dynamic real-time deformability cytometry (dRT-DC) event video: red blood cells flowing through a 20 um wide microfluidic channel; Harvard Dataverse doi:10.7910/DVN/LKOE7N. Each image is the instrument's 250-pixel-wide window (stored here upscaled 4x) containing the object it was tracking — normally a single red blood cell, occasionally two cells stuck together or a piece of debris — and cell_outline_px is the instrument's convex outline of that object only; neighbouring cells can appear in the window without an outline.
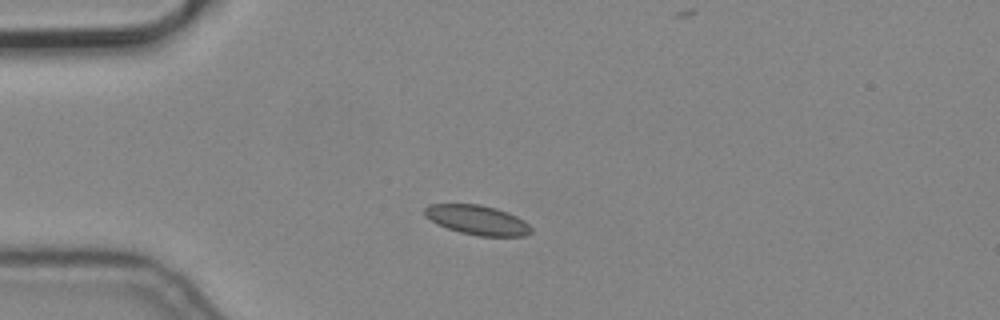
{"species": "common noctule bat (a hibernating species)", "species_latin": "Nyctalus noctula", "temperature_condition": "cold", "stored_images_in_passage": 9, "camera_frame_rate_fps": 3000, "um_per_image_px": 0.085, "animal": {"sex": "male", "body_mass_g": 19.2, "forearm_length_mm": 51.8}, "frame": {"image": 1, "passage_image": 2, "time_ms": 0.333, "image_size_px": [1000, 320], "cell_outline_px": [[532, 232], [524, 236], [480, 236], [460, 232], [436, 224], [424, 216], [424, 208], [428, 204], [480, 204], [496, 208], [508, 212], [524, 220], [532, 228]], "centroid_in_image_um": [40.56, 18.69], "position_along_channel_um": 44.4, "area_um2": 18.44}}
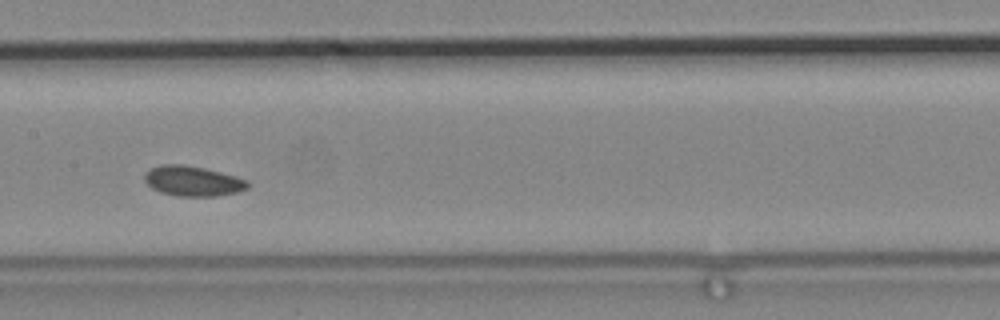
{"frame": {"image": 2, "passage_image": 6, "time_ms": 1.667, "image_size_px": [1000, 320], "cell_outline_px": [[248, 188], [236, 192], [216, 196], [176, 196], [160, 192], [152, 188], [144, 180], [144, 172], [160, 164], [180, 164], [204, 168], [236, 176], [248, 180]], "centroid_in_image_um": [16.36, 15.39], "position_along_channel_um": 191.0, "area_um2": 18.09}}
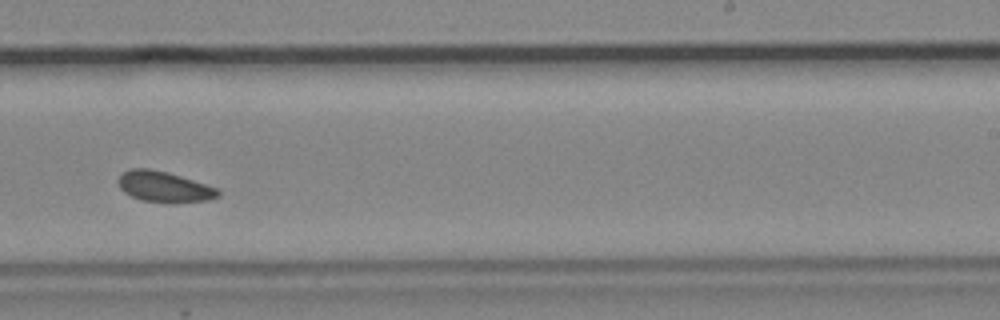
{"frame": {"image": 3, "passage_image": 8, "time_ms": 2.333, "image_size_px": [1000, 320], "cell_outline_px": [[220, 196], [208, 200], [140, 200], [124, 192], [120, 188], [116, 180], [120, 172], [128, 168], [148, 168], [168, 172], [220, 188]], "centroid_in_image_um": [13.9, 15.81], "position_along_channel_um": 275.1, "area_um2": 17.51}}